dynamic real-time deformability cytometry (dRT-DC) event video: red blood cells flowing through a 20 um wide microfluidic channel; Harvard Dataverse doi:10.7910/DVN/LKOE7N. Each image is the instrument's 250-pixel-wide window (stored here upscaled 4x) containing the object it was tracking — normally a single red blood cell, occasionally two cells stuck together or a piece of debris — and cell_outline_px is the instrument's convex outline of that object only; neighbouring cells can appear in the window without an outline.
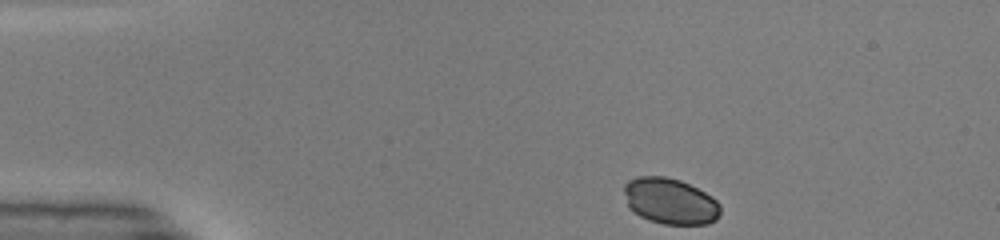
{"species": "common noctule bat (a hibernating species)", "species_latin": "Nyctalus noctula", "temperature_condition": "warm", "stored_images_in_passage": 42, "camera_frame_rate_fps": 3000, "um_per_image_px": 0.085, "animal": {"sex": "male", "body_mass_g": 19.0, "forearm_length_mm": 50.8}, "frame": {"image": 1, "passage_image": 1, "time_ms": 0.0, "image_size_px": [1000, 240], "cell_outline_px": [[720, 212], [716, 220], [708, 224], [664, 224], [648, 220], [632, 212], [628, 208], [624, 192], [624, 184], [628, 180], [640, 176], [664, 176], [680, 180], [712, 196], [720, 204]], "centroid_in_image_um": [56.94, 17.1], "position_along_channel_um": 28.1, "area_um2": 25.95}}
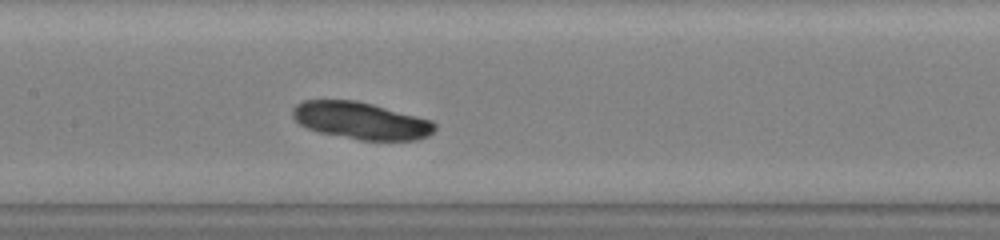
{"frame": {"image": 2, "passage_image": 17, "time_ms": 5.333, "image_size_px": [1000, 240], "cell_outline_px": [[436, 128], [428, 136], [416, 140], [360, 140], [320, 132], [308, 128], [300, 124], [292, 116], [292, 108], [296, 104], [304, 100], [356, 100], [372, 104], [432, 120], [436, 124]], "centroid_in_image_um": [30.68, 10.25], "position_along_channel_um": 176.7, "area_um2": 30.63}}
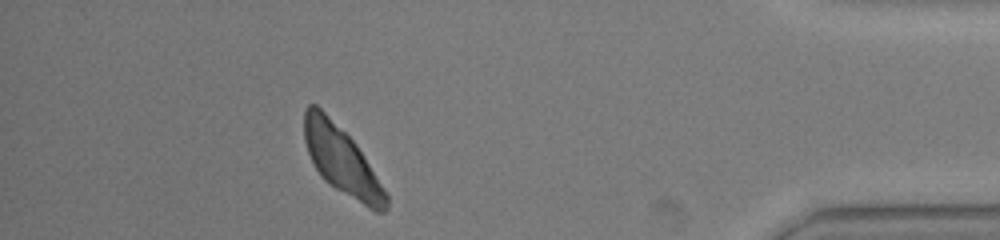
{"frame": {"image": 3, "passage_image": 37, "time_ms": 12.0, "image_size_px": [1000, 240], "cell_outline_px": [[388, 208], [384, 212], [376, 212], [368, 208], [328, 184], [320, 176], [308, 152], [304, 140], [304, 112], [308, 104], [316, 104], [356, 144], [388, 196]], "centroid_in_image_um": [29.02, 13.67], "position_along_channel_um": 406.2, "area_um2": 31.67}}